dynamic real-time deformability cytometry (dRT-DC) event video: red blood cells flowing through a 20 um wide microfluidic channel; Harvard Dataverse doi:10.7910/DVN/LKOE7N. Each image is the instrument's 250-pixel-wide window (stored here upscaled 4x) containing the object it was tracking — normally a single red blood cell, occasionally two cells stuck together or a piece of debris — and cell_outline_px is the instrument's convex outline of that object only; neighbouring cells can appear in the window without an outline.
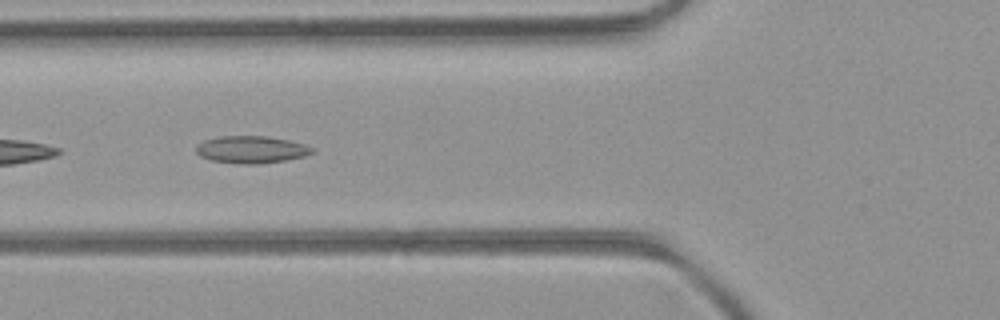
{"species": "common noctule bat (a hibernating species)", "species_latin": "Nyctalus noctula", "temperature_condition": "room temperature", "stored_images_in_passage": 22, "camera_frame_rate_fps": 3000, "um_per_image_px": 0.085, "animal": {"sex": "female", "body_mass_g": 21.9}, "frame": {"image": 1, "passage_image": 19, "time_ms": 6.0, "image_size_px": [1000, 320], "cell_outline_px": [[316, 152], [304, 156], [284, 160], [260, 164], [244, 164], [212, 160], [200, 156], [196, 152], [196, 144], [204, 140], [220, 136], [268, 136], [288, 140], [304, 144], [316, 148]], "centroid_in_image_um": [21.38, 12.7], "position_along_channel_um": 104.4, "area_um2": 18.5}}